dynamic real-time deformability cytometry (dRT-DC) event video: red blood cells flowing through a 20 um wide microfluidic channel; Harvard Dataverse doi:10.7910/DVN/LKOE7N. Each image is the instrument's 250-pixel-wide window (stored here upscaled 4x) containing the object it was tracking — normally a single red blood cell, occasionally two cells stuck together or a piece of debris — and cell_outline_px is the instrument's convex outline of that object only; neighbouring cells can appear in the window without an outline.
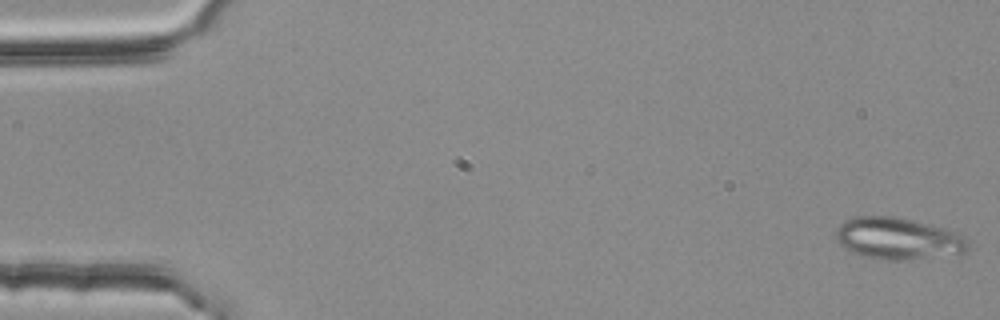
{"species": "common noctule bat (a hibernating species)", "species_latin": "Nyctalus noctula", "temperature_condition": "room temperature", "stored_images_in_passage": 53, "camera_frame_rate_fps": 3000, "um_per_image_px": 0.085, "animal": {"sex": "female", "body_mass_g": 25.1}, "frame": {"image": 1, "passage_image": 1, "time_ms": 0.0, "image_size_px": [1000, 320], "cell_outline_px": [[968, 248], [964, 252], [904, 260], [884, 260], [860, 256], [848, 252], [836, 240], [836, 228], [844, 220], [856, 216], [896, 216], [956, 232], [964, 236], [968, 240]], "centroid_in_image_um": [76.24, 20.27], "position_along_channel_um": 8.8, "area_um2": 32.08}}
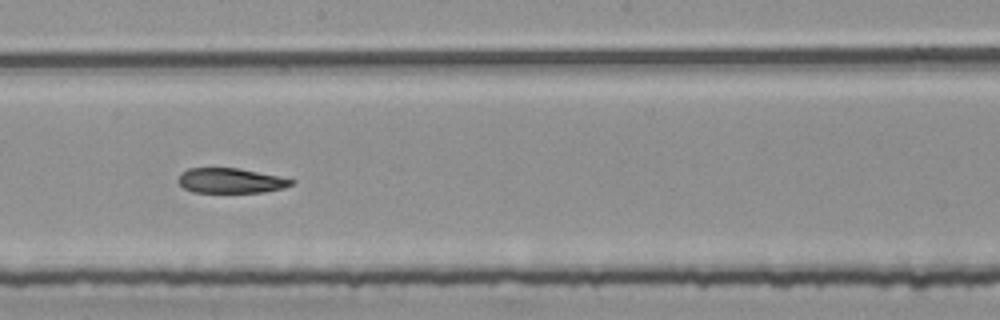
{"frame": {"image": 2, "passage_image": 30, "time_ms": 9.667, "image_size_px": [1000, 320], "cell_outline_px": [[296, 180], [292, 184], [284, 188], [264, 192], [192, 192], [184, 188], [176, 180], [180, 172], [188, 168], [236, 168]], "centroid_in_image_um": [19.54, 15.36], "position_along_channel_um": 228.7, "area_um2": 16.36}}
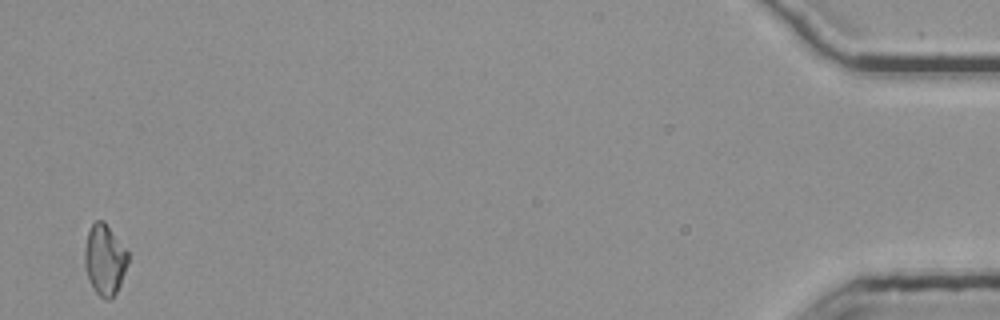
{"frame": {"image": 3, "passage_image": 53, "time_ms": 17.333, "image_size_px": [1000, 320], "cell_outline_px": [[128, 264], [120, 284], [112, 300], [104, 300], [92, 288], [88, 280], [84, 264], [84, 248], [88, 232], [92, 224], [96, 220], [104, 220], [128, 252]], "centroid_in_image_um": [8.88, 22.1], "position_along_channel_um": 426.3, "area_um2": 18.03}, "authors_computed_cell_mechanics": {"area_um2": 18.3226, "velocity_mm_per_s": 3.7817, "shape_relaxation_time_tau1_ms": null, "shape_relaxation_time_tau2_ms": 5.2161, "deformation_change_tau1": null, "deformation_change_tau2": 0.1332}}